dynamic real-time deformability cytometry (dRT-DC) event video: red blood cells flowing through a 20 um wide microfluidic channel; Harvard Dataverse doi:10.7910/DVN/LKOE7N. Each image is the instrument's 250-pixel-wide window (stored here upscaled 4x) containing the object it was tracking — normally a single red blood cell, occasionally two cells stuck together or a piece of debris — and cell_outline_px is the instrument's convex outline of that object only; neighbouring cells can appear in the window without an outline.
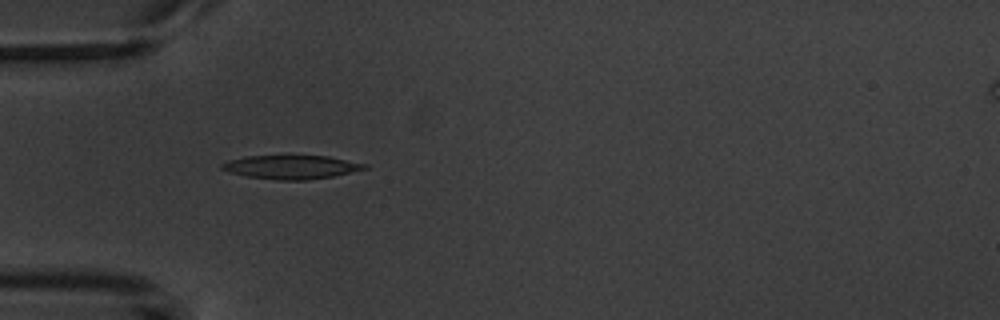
{"species": "common noctule bat (a hibernating species)", "species_latin": "Nyctalus noctula", "temperature_condition": "warm", "stored_images_in_passage": 3, "camera_frame_rate_fps": 3000, "um_per_image_px": 0.085, "animal": {"sex": "male", "body_mass_g": 20.1, "forearm_length_mm": 53.5}, "frame": {"image": 1, "passage_image": 1, "time_ms": 0.0, "image_size_px": [1000, 320], "cell_outline_px": [[368, 168], [332, 176], [308, 180], [276, 180], [244, 176], [228, 172], [220, 168], [220, 164], [228, 160], [248, 156], [328, 156], [368, 164]], "centroid_in_image_um": [24.72, 14.2], "position_along_channel_um": 60.3, "area_um2": 19.71}}
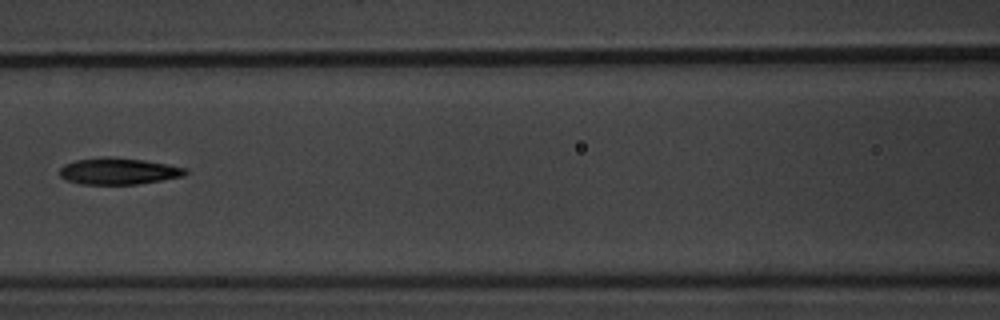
{"frame": {"image": 2, "passage_image": 3, "time_ms": 2.667, "image_size_px": [1000, 320], "cell_outline_px": [[188, 172], [184, 176], [136, 184], [80, 184], [64, 180], [60, 176], [60, 168], [64, 164], [76, 160], [104, 156], [112, 156], [144, 160], [188, 168]], "centroid_in_image_um": [10.05, 14.54], "position_along_channel_um": 156.6, "area_um2": 19.59}}